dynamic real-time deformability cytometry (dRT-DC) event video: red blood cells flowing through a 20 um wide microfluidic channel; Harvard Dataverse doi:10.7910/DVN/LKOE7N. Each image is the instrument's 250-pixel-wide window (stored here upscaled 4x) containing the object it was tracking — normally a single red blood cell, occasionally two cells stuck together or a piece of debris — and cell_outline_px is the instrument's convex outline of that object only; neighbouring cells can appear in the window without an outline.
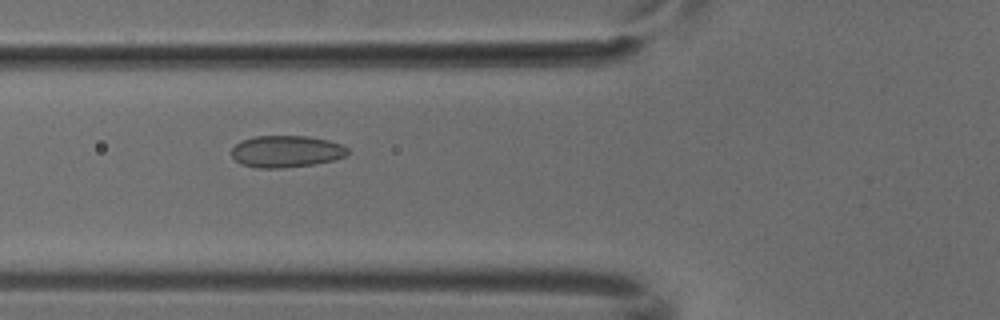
{"species": "common noctule bat (a hibernating species)", "species_latin": "Nyctalus noctula", "temperature_condition": "cold", "stored_images_in_passage": 6, "camera_frame_rate_fps": 3000, "um_per_image_px": 0.085, "animal": {"sex": "male", "body_mass_g": 18.8}, "frame": {"image": 1, "passage_image": 6, "time_ms": 1.667, "image_size_px": [1000, 320], "cell_outline_px": [[348, 152], [344, 156], [332, 160], [312, 164], [280, 168], [256, 168], [240, 164], [232, 156], [232, 148], [236, 144], [244, 140], [256, 136], [308, 136], [328, 140], [340, 144], [348, 148]], "centroid_in_image_um": [24.31, 12.87], "position_along_channel_um": 101.5, "area_um2": 21.33}}